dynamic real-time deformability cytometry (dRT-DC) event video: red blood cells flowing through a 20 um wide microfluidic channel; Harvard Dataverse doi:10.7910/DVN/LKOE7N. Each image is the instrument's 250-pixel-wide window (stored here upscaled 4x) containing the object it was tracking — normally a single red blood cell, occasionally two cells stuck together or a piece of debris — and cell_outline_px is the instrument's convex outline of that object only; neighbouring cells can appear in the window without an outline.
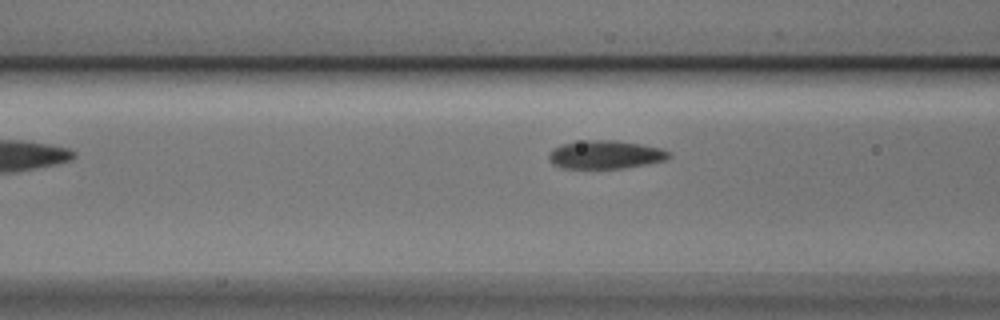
{"species": "Egyptian fruit bat (a non-hibernating species)", "species_latin": "Rousettus aegyptiacus", "temperature_condition": "cold", "stored_images_in_passage": 4, "camera_frame_rate_fps": 3000, "um_per_image_px": 0.085, "animal": {"sex": "male"}, "frame": {"image": 1, "passage_image": 4, "time_ms": 1.0, "image_size_px": [1000, 320], "cell_outline_px": [[672, 156], [664, 160], [624, 168], [560, 168], [552, 164], [548, 160], [548, 156], [552, 148], [560, 144], [584, 140], [616, 140], [640, 144], [660, 148], [668, 152]], "centroid_in_image_um": [51.38, 13.14], "position_along_channel_um": 115.2, "area_um2": 19.83}}